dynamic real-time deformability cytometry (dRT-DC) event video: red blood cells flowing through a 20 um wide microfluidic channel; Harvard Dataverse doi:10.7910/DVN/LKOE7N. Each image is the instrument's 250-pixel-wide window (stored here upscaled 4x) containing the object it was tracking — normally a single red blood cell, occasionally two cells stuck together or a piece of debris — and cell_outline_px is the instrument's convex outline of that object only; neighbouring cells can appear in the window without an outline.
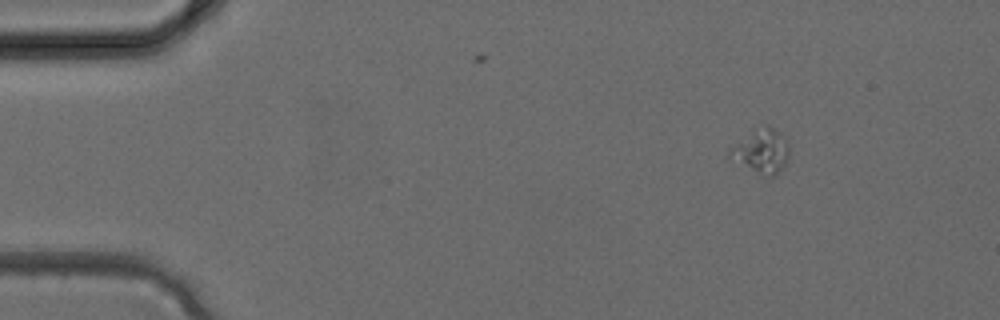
{"species": "common noctule bat (a hibernating species)", "species_latin": "Nyctalus noctula", "temperature_condition": "cold", "stored_images_in_passage": 2, "camera_frame_rate_fps": 3000, "um_per_image_px": 0.085, "animal": {"sex": "female", "body_mass_g": 24.6, "forearm_length_mm": 56.2}, "frame": {"image": 1, "passage_image": 1, "time_ms": 0.0, "image_size_px": [1000, 320], "cell_outline_px": [[788, 160], [776, 176], [772, 176], [760, 172], [728, 156], [728, 148], [752, 132], [768, 124], [780, 132], [788, 140]], "centroid_in_image_um": [64.78, 12.8], "position_along_channel_um": 20.2, "area_um2": 14.62}}